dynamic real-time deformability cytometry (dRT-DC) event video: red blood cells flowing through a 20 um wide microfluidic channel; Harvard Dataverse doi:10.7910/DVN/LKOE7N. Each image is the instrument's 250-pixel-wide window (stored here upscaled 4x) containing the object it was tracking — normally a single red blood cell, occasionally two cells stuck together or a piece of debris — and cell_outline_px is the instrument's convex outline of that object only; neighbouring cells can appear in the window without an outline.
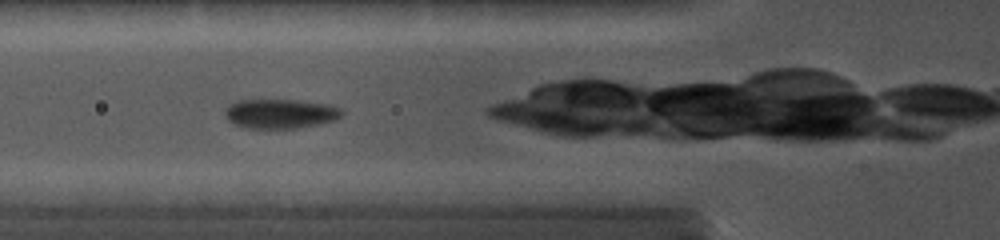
{"species": "common noctule bat (a hibernating species)", "species_latin": "Nyctalus noctula", "temperature_condition": "cold", "stored_images_in_passage": 25, "camera_frame_rate_fps": 5000, "um_per_image_px": 0.085, "animal": {"sex": "female", "body_mass_g": 19.0, "forearm_length_mm": 56.7}, "frame": {"image": 1, "passage_image": 6, "time_ms": 0.8, "image_size_px": [1000, 240], "cell_outline_px": [[344, 112], [336, 120], [320, 124], [296, 128], [244, 128], [232, 124], [224, 116], [224, 108], [228, 104], [236, 100], [300, 100], [328, 104], [340, 108]], "centroid_in_image_um": [23.78, 9.66], "position_along_channel_um": 102.0, "area_um2": 20.4}}